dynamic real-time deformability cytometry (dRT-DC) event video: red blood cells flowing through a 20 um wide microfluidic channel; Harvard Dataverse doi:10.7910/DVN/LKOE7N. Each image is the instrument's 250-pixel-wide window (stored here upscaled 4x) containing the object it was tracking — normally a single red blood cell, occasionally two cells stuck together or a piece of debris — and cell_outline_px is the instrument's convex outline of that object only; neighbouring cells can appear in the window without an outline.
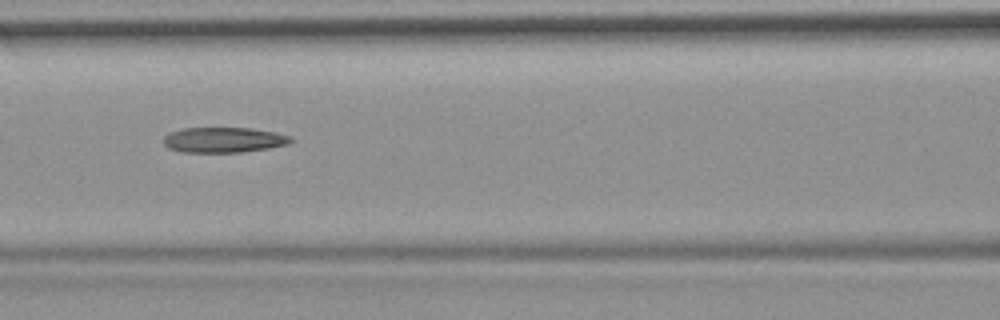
{"species": "common noctule bat (a hibernating species)", "species_latin": "Nyctalus noctula", "temperature_condition": "room temperature", "stored_images_in_passage": 4, "camera_frame_rate_fps": 3000, "um_per_image_px": 0.085, "animal": {"sex": "female", "body_mass_g": 19.9}, "frame": {"image": 1, "passage_image": 3, "time_ms": 2.333, "image_size_px": [1000, 320], "cell_outline_px": [[292, 140], [288, 144], [268, 148], [240, 152], [180, 152], [168, 148], [164, 144], [164, 136], [172, 132], [184, 128], [248, 128], [272, 132], [292, 136]], "centroid_in_image_um": [18.99, 11.9], "position_along_channel_um": 147.6, "area_um2": 18.55}}